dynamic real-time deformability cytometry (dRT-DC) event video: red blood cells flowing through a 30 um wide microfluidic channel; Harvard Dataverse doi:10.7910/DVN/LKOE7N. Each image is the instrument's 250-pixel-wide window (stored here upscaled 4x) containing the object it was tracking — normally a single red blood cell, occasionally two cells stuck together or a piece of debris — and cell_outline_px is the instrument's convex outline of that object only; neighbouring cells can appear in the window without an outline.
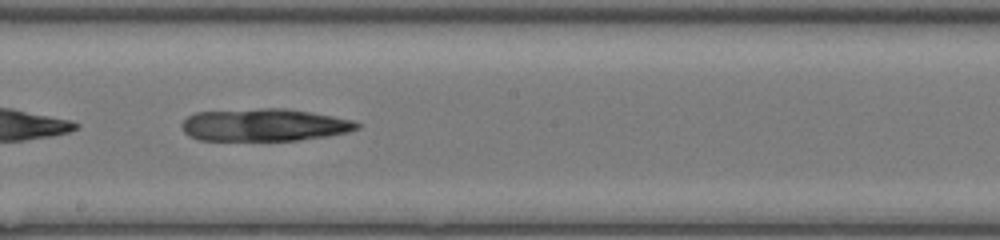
{"species": "common noctule bat (a hibernating species)", "species_latin": "Nyctalus noctula", "temperature_condition": "room temperature", "stored_images_in_passage": 39, "camera_frame_rate_fps": 3000, "um_per_image_px": 0.085, "animal": {"sex": "female", "body_mass_g": 17.0, "forearm_length_mm": 48.0}, "frame": {"image": 1, "passage_image": 16, "time_ms": 5.0, "image_size_px": [1000, 240], "cell_outline_px": [[360, 128], [348, 132], [328, 136], [300, 140], [200, 140], [188, 136], [184, 132], [180, 124], [188, 116], [196, 112], [264, 108], [284, 108], [312, 112], [352, 120], [360, 124]], "centroid_in_image_um": [22.46, 10.62], "position_along_channel_um": 225.7, "area_um2": 33.23}}
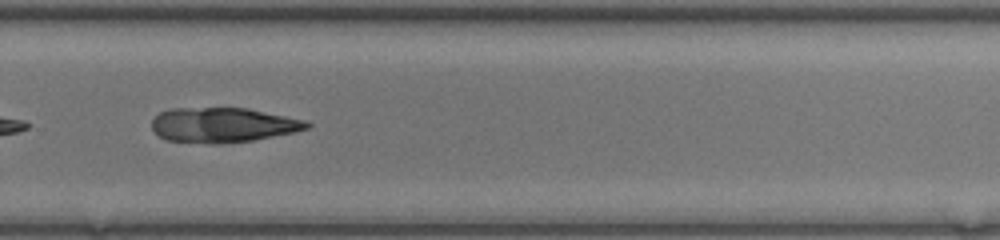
{"frame": {"image": 2, "passage_image": 22, "time_ms": 7.0, "image_size_px": [1000, 240], "cell_outline_px": [[312, 124], [308, 128], [292, 132], [252, 140], [224, 144], [208, 144], [164, 140], [152, 128], [152, 120], [160, 112], [168, 108], [248, 108], [304, 120]], "centroid_in_image_um": [18.9, 10.63], "position_along_channel_um": 310.9, "area_um2": 31.44}}
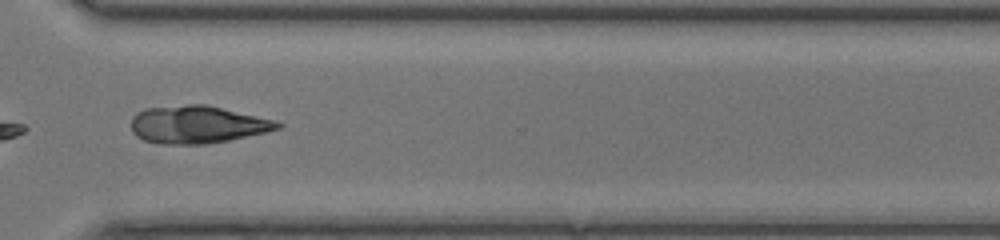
{"frame": {"image": 3, "passage_image": 25, "time_ms": 8.0, "image_size_px": [1000, 240], "cell_outline_px": [[284, 124], [280, 128], [264, 132], [228, 140], [204, 144], [160, 144], [144, 140], [136, 136], [132, 132], [132, 116], [136, 112], [144, 108], [188, 104], [208, 104], [276, 120]], "centroid_in_image_um": [16.76, 10.57], "position_along_channel_um": 353.8, "area_um2": 32.25}}